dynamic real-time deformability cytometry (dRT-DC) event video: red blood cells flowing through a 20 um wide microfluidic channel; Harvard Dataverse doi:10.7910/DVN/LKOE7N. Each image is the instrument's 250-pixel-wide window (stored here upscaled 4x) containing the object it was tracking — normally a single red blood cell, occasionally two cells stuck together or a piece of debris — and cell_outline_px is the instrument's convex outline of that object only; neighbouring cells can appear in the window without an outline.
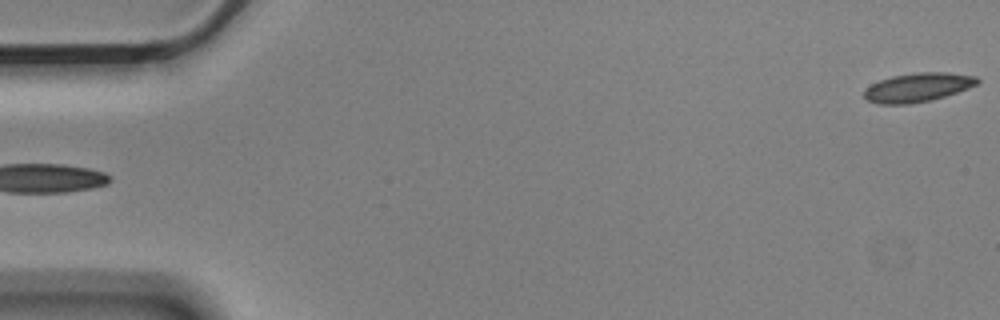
{"species": "Egyptian fruit bat (a non-hibernating species)", "species_latin": "Rousettus aegyptiacus", "temperature_condition": "cold", "stored_images_in_passage": 6, "segment_of_instrument_passage": [2, 2], "camera_frame_rate_fps": 3000, "um_per_image_px": 0.085, "animal": {"sex": "male"}, "frame": {"image": 1, "passage_image": 6, "time_ms": 1.667, "image_size_px": [1000, 320], "cell_outline_px": [[980, 80], [976, 84], [968, 88], [932, 100], [908, 104], [880, 104], [868, 100], [864, 96], [864, 88], [880, 80], [892, 76], [916, 72], [948, 72], [976, 76]], "centroid_in_image_um": [78.0, 7.42], "position_along_channel_um": 7.0, "area_um2": 19.02}}